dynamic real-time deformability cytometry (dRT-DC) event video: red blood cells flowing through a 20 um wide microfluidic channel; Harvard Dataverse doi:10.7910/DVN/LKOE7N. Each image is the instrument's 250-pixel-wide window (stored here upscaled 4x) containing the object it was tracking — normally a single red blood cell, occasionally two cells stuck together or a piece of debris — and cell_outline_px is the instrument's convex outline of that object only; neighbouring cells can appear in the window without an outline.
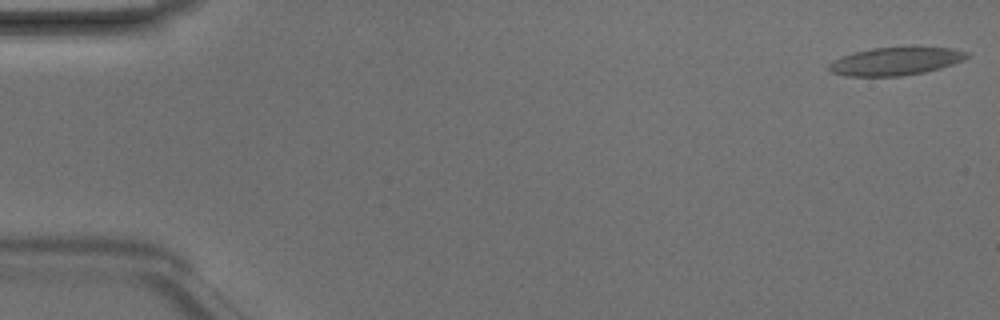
{"species": "Egyptian fruit bat (a non-hibernating species)", "species_latin": "Rousettus aegyptiacus", "temperature_condition": "room temperature", "stored_images_in_passage": 4, "camera_frame_rate_fps": 3000, "um_per_image_px": 0.085, "animal": {"sex": "male"}, "frame": {"image": 1, "passage_image": 1, "time_ms": 0.0, "image_size_px": [1000, 320], "cell_outline_px": [[968, 56], [964, 60], [940, 68], [924, 72], [900, 76], [844, 76], [832, 72], [828, 68], [828, 64], [832, 60], [840, 56], [852, 52], [872, 48], [908, 44], [952, 48], [968, 52]], "centroid_in_image_um": [76.13, 5.15], "position_along_channel_um": 8.9, "area_um2": 23.47}}
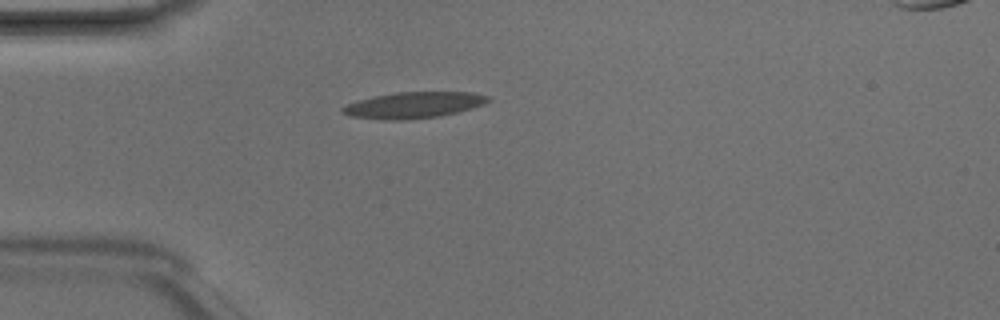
{"frame": {"image": 2, "passage_image": 4, "time_ms": 1.0, "image_size_px": [1000, 320], "cell_outline_px": [[492, 100], [484, 104], [472, 108], [440, 116], [404, 120], [380, 120], [348, 116], [340, 112], [340, 108], [348, 104], [372, 96], [396, 92], [472, 92], [488, 96]], "centroid_in_image_um": [35.13, 8.94], "position_along_channel_um": 49.9, "area_um2": 22.37}}